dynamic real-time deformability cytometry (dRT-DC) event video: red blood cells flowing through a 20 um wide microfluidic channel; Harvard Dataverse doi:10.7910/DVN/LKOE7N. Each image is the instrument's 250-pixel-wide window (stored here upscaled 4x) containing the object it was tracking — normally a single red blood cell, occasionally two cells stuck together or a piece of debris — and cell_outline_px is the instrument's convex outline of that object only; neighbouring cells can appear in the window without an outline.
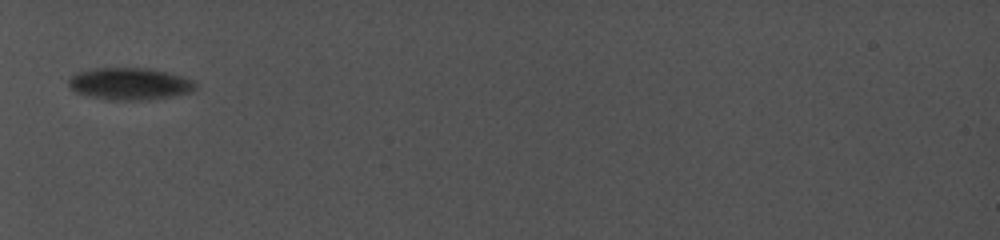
{"species": "common noctule bat (a hibernating species)", "species_latin": "Nyctalus noctula", "temperature_condition": "cold", "stored_images_in_passage": 29, "camera_frame_rate_fps": 5000, "um_per_image_px": 0.085, "animal": {"sex": "female", "body_mass_g": 19.0, "forearm_length_mm": 56.7}, "frame": {"image": 1, "passage_image": 1, "time_ms": 0.0, "image_size_px": [1000, 240], "cell_outline_px": [[196, 88], [188, 92], [172, 96], [148, 100], [108, 100], [88, 96], [76, 92], [68, 84], [68, 80], [72, 76], [88, 68], [148, 68], [168, 72], [192, 80], [196, 84]], "centroid_in_image_um": [11.0, 7.12], "position_along_channel_um": 74.0, "area_um2": 23.64}}
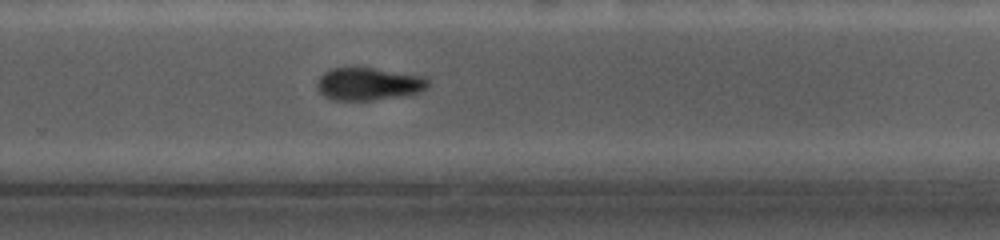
{"frame": {"image": 2, "passage_image": 19, "time_ms": 6.2, "image_size_px": [1000, 240], "cell_outline_px": [[428, 88], [420, 92], [400, 96], [372, 100], [332, 100], [324, 96], [316, 88], [316, 80], [324, 72], [332, 68], [372, 68], [428, 76]], "centroid_in_image_um": [31.33, 7.13], "position_along_channel_um": 298.5, "area_um2": 21.27}}
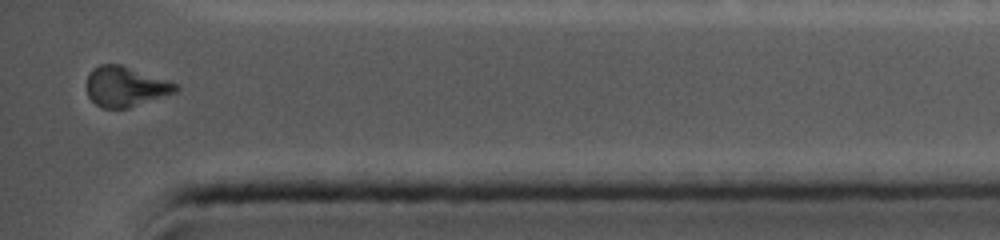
{"frame": {"image": 3, "passage_image": 29, "time_ms": 9.4, "image_size_px": [1000, 240], "cell_outline_px": [[180, 88], [176, 92], [128, 108], [104, 108], [96, 104], [88, 96], [88, 72], [92, 68], [100, 64], [120, 64], [180, 84]], "centroid_in_image_um": [10.69, 7.35], "position_along_channel_um": 424.5, "area_um2": 20.75}, "authors_computed_cell_mechanics": {"area_um2": 23.5246, "velocity_mm_per_s": 3.9222, "shape_relaxation_time_tau1_ms": 1.845, "shape_relaxation_time_tau2_ms": null, "deformation_change_tau1": 0.0579, "deformation_change_tau2": null}}